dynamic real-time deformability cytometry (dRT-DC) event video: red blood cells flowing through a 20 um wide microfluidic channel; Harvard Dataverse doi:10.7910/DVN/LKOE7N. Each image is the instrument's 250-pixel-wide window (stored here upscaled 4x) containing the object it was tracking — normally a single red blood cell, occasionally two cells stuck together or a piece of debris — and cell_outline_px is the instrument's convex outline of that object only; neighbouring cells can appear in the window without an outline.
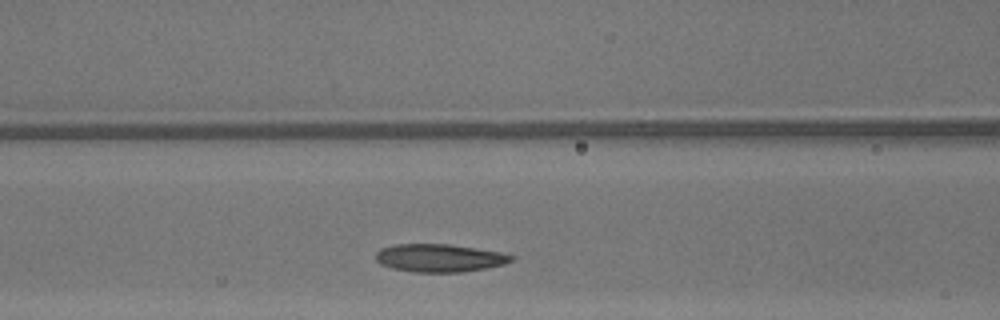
{"species": "common noctule bat (a hibernating species)", "species_latin": "Nyctalus noctula", "temperature_condition": "warm", "stored_images_in_passage": 31, "camera_frame_rate_fps": 3000, "um_per_image_px": 0.085, "animal": {"sex": "male", "body_mass_g": 13.3}, "frame": {"image": 1, "passage_image": 6, "time_ms": 1.667, "image_size_px": [1000, 320], "cell_outline_px": [[516, 256], [512, 260], [504, 264], [488, 268], [460, 272], [412, 272], [392, 268], [380, 264], [376, 260], [376, 252], [380, 248], [396, 244], [448, 244], [476, 248], [500, 252]], "centroid_in_image_um": [37.35, 21.93], "position_along_channel_um": 129.3, "area_um2": 22.14}}
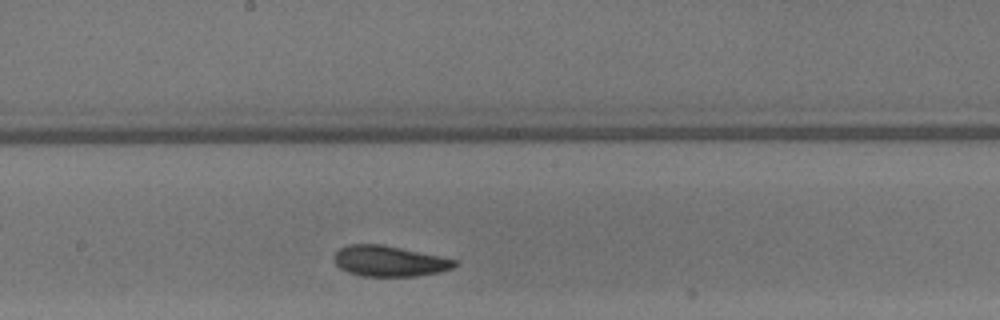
{"frame": {"image": 2, "passage_image": 12, "time_ms": 3.667, "image_size_px": [1000, 320], "cell_outline_px": [[460, 264], [452, 268], [440, 272], [416, 276], [364, 276], [348, 272], [340, 268], [336, 264], [332, 256], [340, 248], [348, 244], [384, 244], [440, 256], [456, 260]], "centroid_in_image_um": [33.09, 22.18], "position_along_channel_um": 215.1, "area_um2": 21.68}}
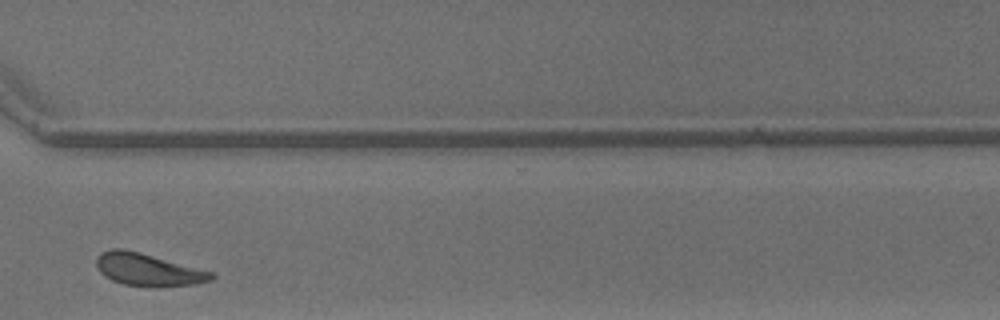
{"frame": {"image": 3, "passage_image": 22, "time_ms": 7.0, "image_size_px": [1000, 320], "cell_outline_px": [[216, 276], [212, 280], [196, 284], [152, 288], [148, 288], [124, 284], [112, 280], [104, 276], [96, 268], [96, 260], [104, 252], [112, 248], [120, 248], [140, 252], [216, 272]], "centroid_in_image_um": [12.65, 22.94], "position_along_channel_um": 357.9, "area_um2": 22.14}, "authors_computed_cell_mechanics": {"area_um2": 22.0796, "velocity_mm_per_s": 4.2892, "shape_relaxation_time_tau1_ms": 3.2573, "shape_relaxation_time_tau2_ms": 3.9419, "deformation_change_tau1": 0.119, "deformation_change_tau2": 0.1006}}